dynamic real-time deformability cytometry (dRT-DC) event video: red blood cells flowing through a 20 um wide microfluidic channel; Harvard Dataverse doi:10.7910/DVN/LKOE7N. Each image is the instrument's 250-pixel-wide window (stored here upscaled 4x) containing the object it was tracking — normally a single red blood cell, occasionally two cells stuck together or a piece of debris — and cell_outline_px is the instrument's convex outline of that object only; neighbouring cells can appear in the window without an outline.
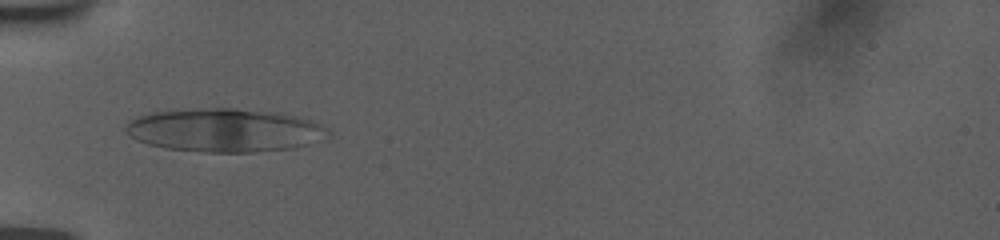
{"species": "human", "species_latin": "Homo sapiens", "temperature_condition": "room temperature", "stored_images_in_passage": 49, "camera_frame_rate_fps": 3000, "um_per_image_px": 0.085, "donor": {"sex": "female"}, "frame": {"image": 1, "passage_image": 1, "time_ms": 0.0, "image_size_px": [1000, 240], "cell_outline_px": [[332, 136], [304, 144], [288, 148], [252, 152], [208, 152], [164, 148], [148, 144], [136, 140], [124, 128], [128, 120], [152, 112], [212, 108], [232, 108], [280, 112], [312, 120], [328, 128], [332, 132]], "centroid_in_image_um": [19.12, 11.06], "position_along_channel_um": 65.9, "area_um2": 50.98}}
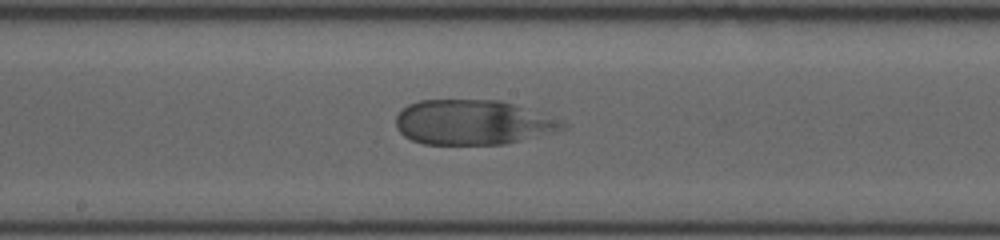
{"frame": {"image": 2, "passage_image": 13, "time_ms": 4.0, "image_size_px": [1000, 240], "cell_outline_px": [[568, 128], [504, 144], [424, 144], [412, 140], [404, 136], [396, 128], [396, 116], [408, 104], [420, 100], [500, 100], [560, 120], [568, 124]], "centroid_in_image_um": [40.15, 10.4], "position_along_channel_um": 208.1, "area_um2": 43.12}}
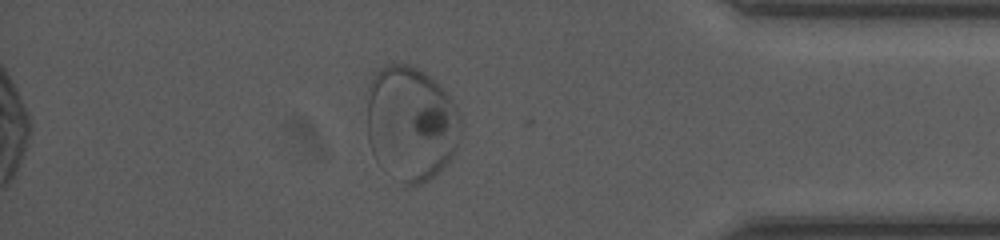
{"frame": {"image": 3, "passage_image": 39, "time_ms": 10.0, "image_size_px": [1000, 240], "cell_outline_px": [[460, 132], [452, 164], [428, 180], [420, 184], [408, 184], [400, 180], [380, 164], [376, 160], [372, 152], [368, 140], [368, 88], [376, 72], [388, 64], [408, 64], [424, 72], [456, 104], [460, 112]], "centroid_in_image_um": [34.96, 10.52], "position_along_channel_um": 400.2, "area_um2": 62.54}}